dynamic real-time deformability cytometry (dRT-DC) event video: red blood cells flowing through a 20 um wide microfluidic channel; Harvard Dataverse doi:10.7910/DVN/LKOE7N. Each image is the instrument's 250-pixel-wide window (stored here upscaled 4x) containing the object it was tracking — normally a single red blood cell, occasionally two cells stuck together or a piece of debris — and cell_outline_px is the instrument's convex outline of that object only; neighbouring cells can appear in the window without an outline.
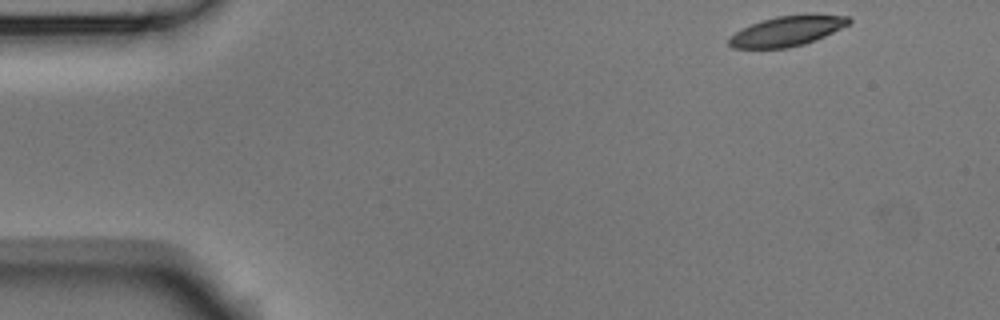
{"species": "Egyptian fruit bat (a non-hibernating species)", "species_latin": "Rousettus aegyptiacus", "temperature_condition": "room temperature", "stored_images_in_passage": 5, "camera_frame_rate_fps": 3000, "um_per_image_px": 0.085, "animal": {"sex": "male"}, "frame": {"image": 1, "passage_image": 1, "time_ms": 0.0, "image_size_px": [1000, 320], "cell_outline_px": [[852, 20], [848, 24], [824, 36], [804, 44], [788, 48], [732, 48], [728, 44], [728, 40], [740, 28], [776, 16], [804, 12], [816, 12], [848, 16]], "centroid_in_image_um": [66.95, 2.59], "position_along_channel_um": 18.1, "area_um2": 21.39}}
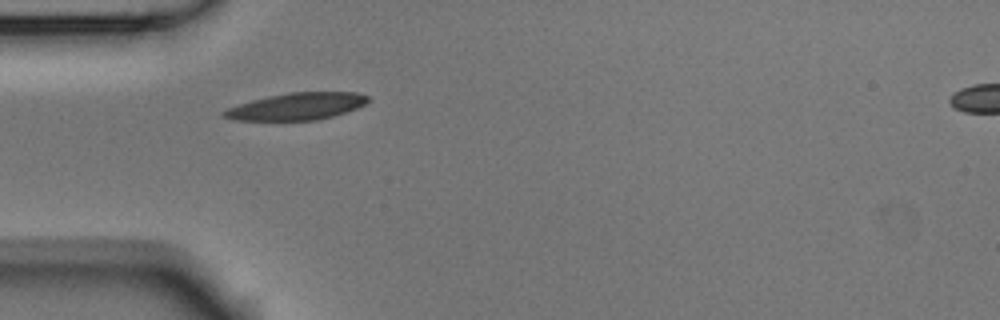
{"frame": {"image": 2, "passage_image": 4, "time_ms": 1.0, "image_size_px": [1000, 320], "cell_outline_px": [[368, 100], [364, 104], [356, 108], [332, 116], [316, 120], [236, 120], [224, 116], [220, 112], [228, 108], [252, 100], [268, 96], [288, 92], [356, 92], [368, 96]], "centroid_in_image_um": [25.21, 9.03], "position_along_channel_um": 59.8, "area_um2": 22.37}}
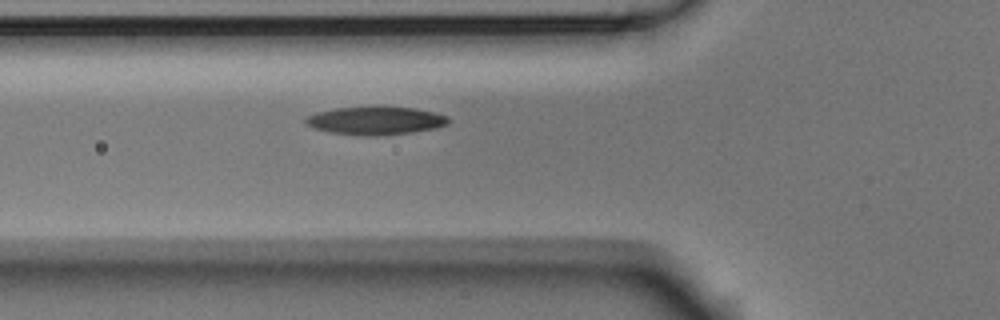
{"frame": {"image": 3, "passage_image": 5, "time_ms": 1.333, "image_size_px": [1000, 320], "cell_outline_px": [[448, 124], [436, 128], [412, 132], [376, 136], [372, 136], [328, 132], [312, 128], [304, 120], [308, 116], [316, 112], [336, 108], [376, 104], [416, 108], [448, 116]], "centroid_in_image_um": [31.92, 10.21], "position_along_channel_um": 93.9, "area_um2": 23.99}}